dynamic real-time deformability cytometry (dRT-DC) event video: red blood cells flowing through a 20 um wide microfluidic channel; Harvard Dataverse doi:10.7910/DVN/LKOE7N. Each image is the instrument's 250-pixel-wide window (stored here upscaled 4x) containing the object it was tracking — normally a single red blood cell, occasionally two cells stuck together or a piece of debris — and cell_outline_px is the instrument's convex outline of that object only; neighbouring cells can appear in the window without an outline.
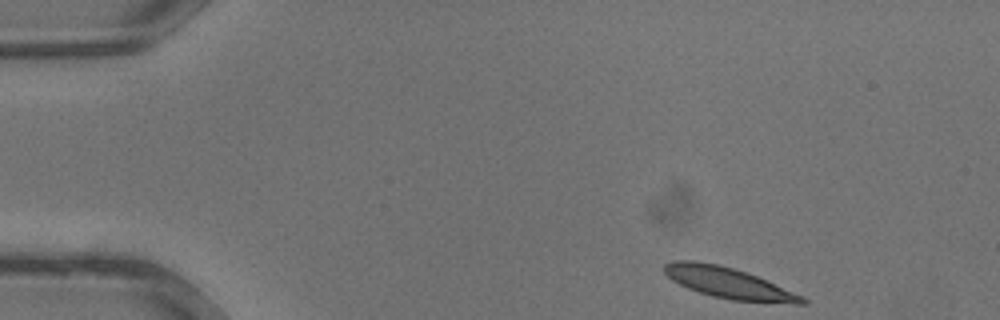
{"species": "common noctule bat (a hibernating species)", "species_latin": "Nyctalus noctula", "temperature_condition": "warm", "stored_images_in_passage": 32, "camera_frame_rate_fps": 3000, "um_per_image_px": 0.085, "animal": {"sex": "male", "body_mass_g": 13.3}, "frame": {"image": 1, "passage_image": 1, "time_ms": 0.0, "image_size_px": [1000, 320], "cell_outline_px": [[808, 304], [796, 304], [732, 300], [712, 296], [688, 288], [672, 280], [664, 272], [664, 264], [672, 260], [692, 260], [716, 264], [732, 268], [756, 276], [804, 296], [808, 300]], "centroid_in_image_um": [61.94, 24.06], "position_along_channel_um": 23.1, "area_um2": 24.62}}
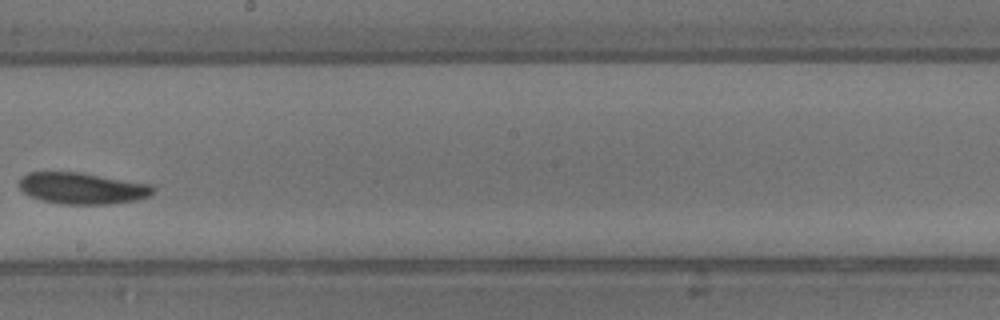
{"frame": {"image": 2, "passage_image": 17, "time_ms": 5.333, "image_size_px": [1000, 320], "cell_outline_px": [[156, 188], [148, 196], [136, 200], [108, 204], [64, 204], [44, 200], [32, 196], [24, 192], [20, 188], [20, 180], [28, 172], [80, 172], [152, 184]], "centroid_in_image_um": [7.04, 15.99], "position_along_channel_um": 241.2, "area_um2": 24.28}}
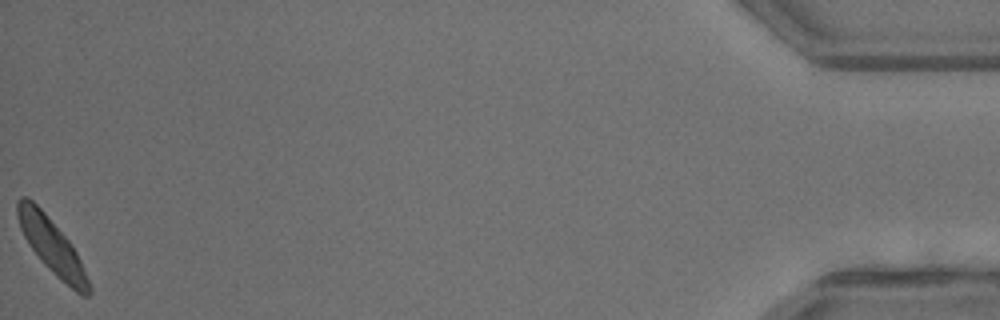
{"frame": {"image": 3, "passage_image": 32, "time_ms": 10.333, "image_size_px": [1000, 320], "cell_outline_px": [[92, 292], [88, 296], [80, 296], [60, 280], [44, 264], [32, 248], [24, 236], [20, 228], [16, 212], [16, 200], [20, 196], [28, 196], [44, 212], [72, 244], [80, 260], [92, 288]], "centroid_in_image_um": [4.41, 20.93], "position_along_channel_um": 430.8, "area_um2": 22.83}}